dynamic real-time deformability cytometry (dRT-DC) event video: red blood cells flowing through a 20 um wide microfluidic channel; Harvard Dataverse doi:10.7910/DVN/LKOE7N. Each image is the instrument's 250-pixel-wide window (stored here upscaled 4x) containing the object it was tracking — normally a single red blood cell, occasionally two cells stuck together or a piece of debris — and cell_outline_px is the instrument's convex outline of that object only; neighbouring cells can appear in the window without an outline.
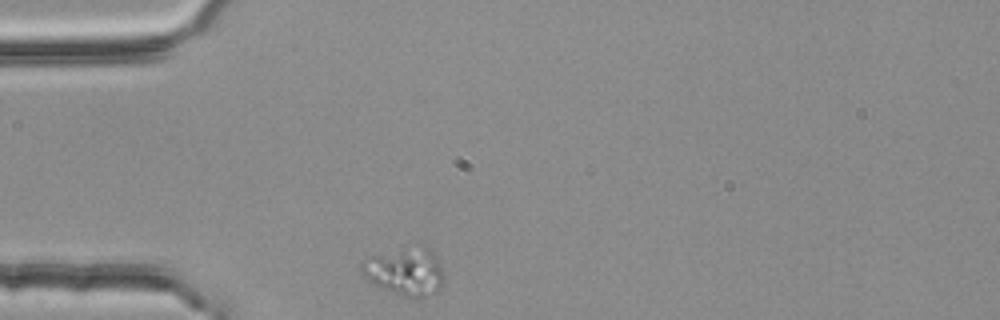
{"species": "common noctule bat (a hibernating species)", "species_latin": "Nyctalus noctula", "temperature_condition": "room temperature", "stored_images_in_passage": 32, "camera_frame_rate_fps": 3000, "um_per_image_px": 0.085, "animal": {"sex": "female", "body_mass_g": 25.1}, "frame": {"image": 1, "passage_image": 1, "time_ms": 0.0, "image_size_px": [1000, 320], "cell_outline_px": [[444, 284], [440, 292], [416, 300], [380, 288], [368, 280], [364, 276], [360, 268], [360, 264], [368, 256], [404, 244], [424, 248], [432, 252], [440, 264], [444, 276]], "centroid_in_image_um": [34.43, 23.08], "position_along_channel_um": 50.6, "area_um2": 23.87}}
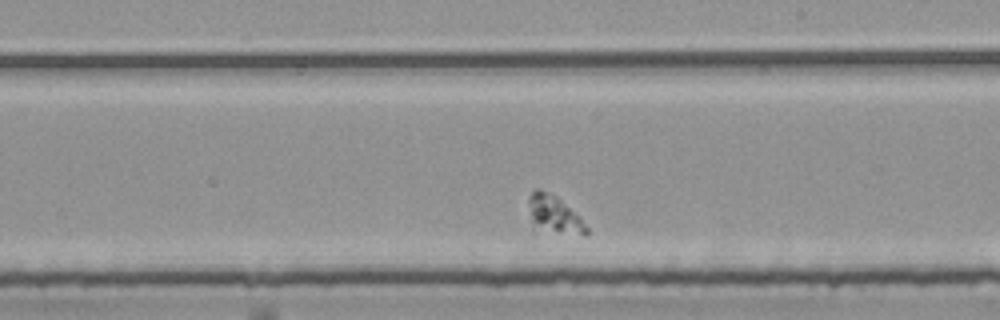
{"frame": {"image": 2, "passage_image": 19, "time_ms": 6.0, "image_size_px": [1000, 320], "cell_outline_px": [[588, 236], [584, 236], [552, 228], [532, 220], [528, 204], [528, 200], [532, 192], [536, 188], [540, 188], [556, 196], [580, 216], [588, 228]], "centroid_in_image_um": [47.19, 18.13], "position_along_channel_um": 241.8, "area_um2": 11.62}}
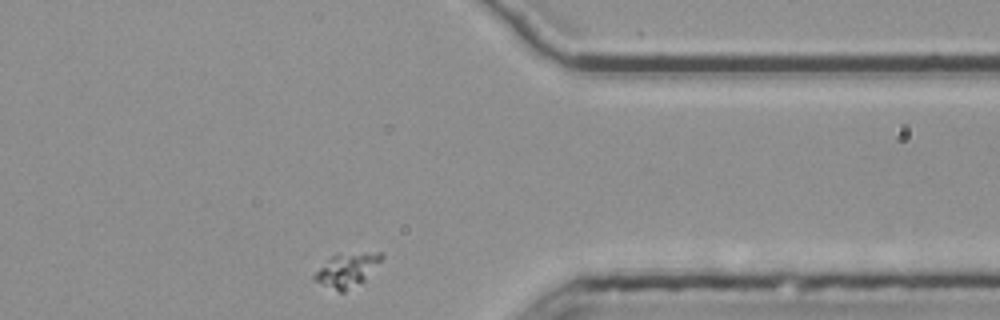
{"frame": {"image": 3, "passage_image": 32, "time_ms": 10.333, "image_size_px": [1000, 320], "cell_outline_px": [[384, 256], [364, 280], [344, 292], [340, 292], [312, 280], [312, 276], [332, 256], [364, 252], [384, 252]], "centroid_in_image_um": [29.5, 22.95], "position_along_channel_um": 381.9, "area_um2": 12.77}}